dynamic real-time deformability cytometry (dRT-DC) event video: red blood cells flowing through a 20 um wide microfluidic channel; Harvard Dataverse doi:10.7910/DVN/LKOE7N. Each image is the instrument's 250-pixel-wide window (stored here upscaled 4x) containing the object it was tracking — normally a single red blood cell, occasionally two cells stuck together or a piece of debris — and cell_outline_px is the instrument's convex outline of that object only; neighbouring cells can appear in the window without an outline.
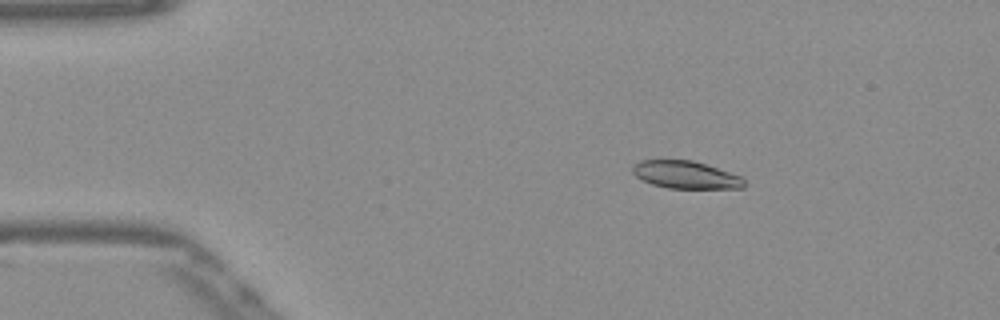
{"species": "Egyptian fruit bat (a non-hibernating species)", "species_latin": "Rousettus aegyptiacus", "temperature_condition": "warm", "stored_images_in_passage": 46, "camera_frame_rate_fps": 3000, "um_per_image_px": 0.085, "frame": {"image": 1, "passage_image": 2, "time_ms": 0.333, "image_size_px": [1000, 320], "cell_outline_px": [[744, 188], [668, 188], [652, 184], [636, 176], [632, 172], [632, 164], [640, 160], [692, 160], [744, 176]], "centroid_in_image_um": [58.29, 14.85], "position_along_channel_um": 26.7, "area_um2": 17.98}}
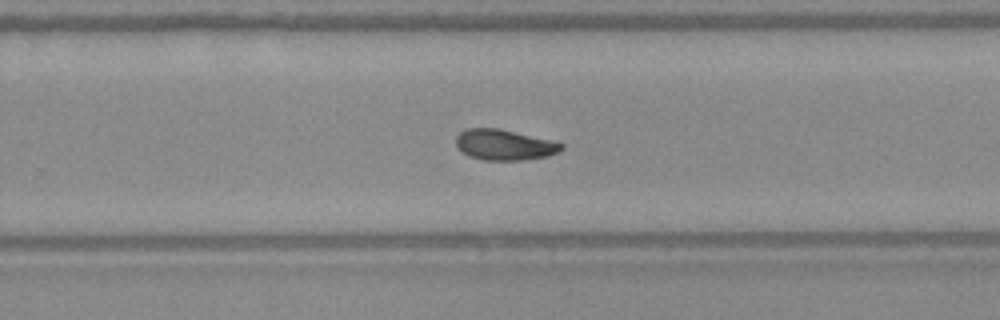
{"frame": {"image": 2, "passage_image": 27, "time_ms": 8.667, "image_size_px": [1000, 320], "cell_outline_px": [[564, 148], [560, 152], [548, 156], [524, 160], [484, 160], [468, 156], [456, 148], [456, 136], [460, 132], [468, 128], [500, 128], [564, 144]], "centroid_in_image_um": [42.84, 12.32], "position_along_channel_um": 287.0, "area_um2": 18.9}}
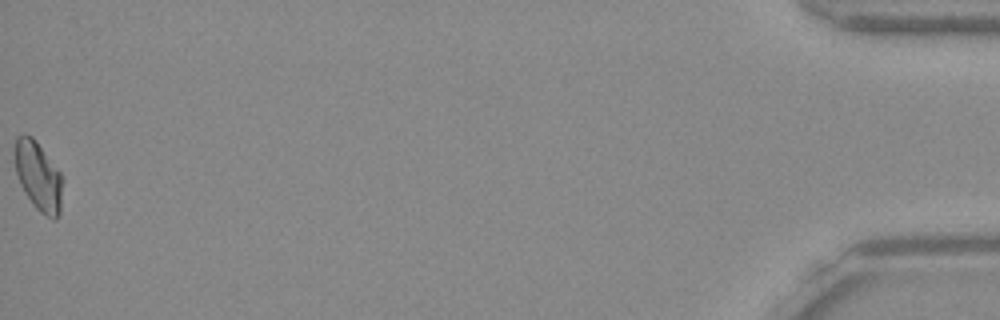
{"frame": {"image": 3, "passage_image": 46, "time_ms": 15.0, "image_size_px": [1000, 320], "cell_outline_px": [[64, 180], [60, 212], [56, 220], [52, 220], [40, 212], [32, 204], [24, 192], [20, 184], [16, 172], [16, 136], [24, 132], [32, 136], [36, 140], [60, 172]], "centroid_in_image_um": [3.29, 15.0], "position_along_channel_um": 431.9, "area_um2": 19.42}, "authors_computed_cell_mechanics": {"area_um2": 18.9584, "velocity_mm_per_s": 3.8786, "shape_relaxation_time_tau1_ms": 5.9351, "shape_relaxation_time_tau2_ms": 4.2498, "deformation_change_tau1": 0.1624, "deformation_change_tau2": 0.09}}